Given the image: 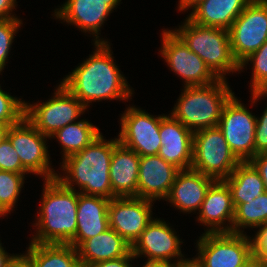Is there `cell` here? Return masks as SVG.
I'll list each match as a JSON object with an SVG mask.
<instances>
[{"label": "cell", "mask_w": 267, "mask_h": 267, "mask_svg": "<svg viewBox=\"0 0 267 267\" xmlns=\"http://www.w3.org/2000/svg\"><path fill=\"white\" fill-rule=\"evenodd\" d=\"M95 50L60 82L86 108L102 100L129 101L133 94L114 62L109 43H94Z\"/></svg>", "instance_id": "cell-1"}, {"label": "cell", "mask_w": 267, "mask_h": 267, "mask_svg": "<svg viewBox=\"0 0 267 267\" xmlns=\"http://www.w3.org/2000/svg\"><path fill=\"white\" fill-rule=\"evenodd\" d=\"M118 143V138L107 140L101 133L82 151L60 163L64 174L57 173L56 179L75 191L76 185L80 193L112 199L109 173L113 149Z\"/></svg>", "instance_id": "cell-2"}, {"label": "cell", "mask_w": 267, "mask_h": 267, "mask_svg": "<svg viewBox=\"0 0 267 267\" xmlns=\"http://www.w3.org/2000/svg\"><path fill=\"white\" fill-rule=\"evenodd\" d=\"M41 205L31 243L68 244L77 230L78 190L65 187L56 178L44 181Z\"/></svg>", "instance_id": "cell-3"}, {"label": "cell", "mask_w": 267, "mask_h": 267, "mask_svg": "<svg viewBox=\"0 0 267 267\" xmlns=\"http://www.w3.org/2000/svg\"><path fill=\"white\" fill-rule=\"evenodd\" d=\"M234 95L226 79L184 87L170 113L193 133L218 126L223 108Z\"/></svg>", "instance_id": "cell-4"}, {"label": "cell", "mask_w": 267, "mask_h": 267, "mask_svg": "<svg viewBox=\"0 0 267 267\" xmlns=\"http://www.w3.org/2000/svg\"><path fill=\"white\" fill-rule=\"evenodd\" d=\"M179 28L172 29L197 54L219 78L226 79V74L240 73V65L235 60L227 29L202 26L187 17Z\"/></svg>", "instance_id": "cell-5"}, {"label": "cell", "mask_w": 267, "mask_h": 267, "mask_svg": "<svg viewBox=\"0 0 267 267\" xmlns=\"http://www.w3.org/2000/svg\"><path fill=\"white\" fill-rule=\"evenodd\" d=\"M240 162L218 126L193 133L191 169L215 180H224Z\"/></svg>", "instance_id": "cell-6"}, {"label": "cell", "mask_w": 267, "mask_h": 267, "mask_svg": "<svg viewBox=\"0 0 267 267\" xmlns=\"http://www.w3.org/2000/svg\"><path fill=\"white\" fill-rule=\"evenodd\" d=\"M196 243L202 267H243L253 259L252 238L245 233H202Z\"/></svg>", "instance_id": "cell-7"}, {"label": "cell", "mask_w": 267, "mask_h": 267, "mask_svg": "<svg viewBox=\"0 0 267 267\" xmlns=\"http://www.w3.org/2000/svg\"><path fill=\"white\" fill-rule=\"evenodd\" d=\"M46 102L30 104L25 102L24 117L43 135L53 136L60 128L76 122L87 108L59 84Z\"/></svg>", "instance_id": "cell-8"}, {"label": "cell", "mask_w": 267, "mask_h": 267, "mask_svg": "<svg viewBox=\"0 0 267 267\" xmlns=\"http://www.w3.org/2000/svg\"><path fill=\"white\" fill-rule=\"evenodd\" d=\"M239 65L267 41V0H252L228 29Z\"/></svg>", "instance_id": "cell-9"}, {"label": "cell", "mask_w": 267, "mask_h": 267, "mask_svg": "<svg viewBox=\"0 0 267 267\" xmlns=\"http://www.w3.org/2000/svg\"><path fill=\"white\" fill-rule=\"evenodd\" d=\"M160 55L170 70L184 81L183 87L215 83L219 78L206 63L173 31L163 30Z\"/></svg>", "instance_id": "cell-10"}, {"label": "cell", "mask_w": 267, "mask_h": 267, "mask_svg": "<svg viewBox=\"0 0 267 267\" xmlns=\"http://www.w3.org/2000/svg\"><path fill=\"white\" fill-rule=\"evenodd\" d=\"M7 138L29 174L42 176L43 180L56 178L57 172L51 166L46 143L50 138L40 133L25 117L10 126Z\"/></svg>", "instance_id": "cell-11"}, {"label": "cell", "mask_w": 267, "mask_h": 267, "mask_svg": "<svg viewBox=\"0 0 267 267\" xmlns=\"http://www.w3.org/2000/svg\"><path fill=\"white\" fill-rule=\"evenodd\" d=\"M233 95L225 104L218 124L235 156L250 161L255 156L256 116Z\"/></svg>", "instance_id": "cell-12"}, {"label": "cell", "mask_w": 267, "mask_h": 267, "mask_svg": "<svg viewBox=\"0 0 267 267\" xmlns=\"http://www.w3.org/2000/svg\"><path fill=\"white\" fill-rule=\"evenodd\" d=\"M121 115L119 142L140 157L157 155L161 147L160 122L165 114L153 116L135 106H128Z\"/></svg>", "instance_id": "cell-13"}, {"label": "cell", "mask_w": 267, "mask_h": 267, "mask_svg": "<svg viewBox=\"0 0 267 267\" xmlns=\"http://www.w3.org/2000/svg\"><path fill=\"white\" fill-rule=\"evenodd\" d=\"M171 227L164 219L153 218L131 246L133 256L136 259L147 257L148 262L170 264L174 263L173 260L179 262L186 259L181 251L183 241Z\"/></svg>", "instance_id": "cell-14"}, {"label": "cell", "mask_w": 267, "mask_h": 267, "mask_svg": "<svg viewBox=\"0 0 267 267\" xmlns=\"http://www.w3.org/2000/svg\"><path fill=\"white\" fill-rule=\"evenodd\" d=\"M153 201L138 197H115L108 205L109 228L131 246L153 219Z\"/></svg>", "instance_id": "cell-15"}, {"label": "cell", "mask_w": 267, "mask_h": 267, "mask_svg": "<svg viewBox=\"0 0 267 267\" xmlns=\"http://www.w3.org/2000/svg\"><path fill=\"white\" fill-rule=\"evenodd\" d=\"M121 0H67L54 10V19L63 20L76 26L81 32L89 33L95 37L94 43H109L106 39L100 38L99 31L107 17L114 8L119 6ZM99 34V35H98Z\"/></svg>", "instance_id": "cell-16"}, {"label": "cell", "mask_w": 267, "mask_h": 267, "mask_svg": "<svg viewBox=\"0 0 267 267\" xmlns=\"http://www.w3.org/2000/svg\"><path fill=\"white\" fill-rule=\"evenodd\" d=\"M197 214L198 222L208 228L204 233H232L235 207L230 188L224 180H215L210 185Z\"/></svg>", "instance_id": "cell-17"}, {"label": "cell", "mask_w": 267, "mask_h": 267, "mask_svg": "<svg viewBox=\"0 0 267 267\" xmlns=\"http://www.w3.org/2000/svg\"><path fill=\"white\" fill-rule=\"evenodd\" d=\"M179 171L159 155L141 156L137 197L151 201L165 200Z\"/></svg>", "instance_id": "cell-18"}, {"label": "cell", "mask_w": 267, "mask_h": 267, "mask_svg": "<svg viewBox=\"0 0 267 267\" xmlns=\"http://www.w3.org/2000/svg\"><path fill=\"white\" fill-rule=\"evenodd\" d=\"M161 147L157 155L180 170L191 169L193 132L166 114L160 122Z\"/></svg>", "instance_id": "cell-19"}, {"label": "cell", "mask_w": 267, "mask_h": 267, "mask_svg": "<svg viewBox=\"0 0 267 267\" xmlns=\"http://www.w3.org/2000/svg\"><path fill=\"white\" fill-rule=\"evenodd\" d=\"M214 178L193 169L180 170L165 201L183 213L200 210L205 195Z\"/></svg>", "instance_id": "cell-20"}, {"label": "cell", "mask_w": 267, "mask_h": 267, "mask_svg": "<svg viewBox=\"0 0 267 267\" xmlns=\"http://www.w3.org/2000/svg\"><path fill=\"white\" fill-rule=\"evenodd\" d=\"M109 202L108 198L78 191L77 230L75 237L68 244L77 248L84 240L103 233L109 228Z\"/></svg>", "instance_id": "cell-21"}, {"label": "cell", "mask_w": 267, "mask_h": 267, "mask_svg": "<svg viewBox=\"0 0 267 267\" xmlns=\"http://www.w3.org/2000/svg\"><path fill=\"white\" fill-rule=\"evenodd\" d=\"M140 156L122 145L114 147L110 165L112 198L137 197Z\"/></svg>", "instance_id": "cell-22"}, {"label": "cell", "mask_w": 267, "mask_h": 267, "mask_svg": "<svg viewBox=\"0 0 267 267\" xmlns=\"http://www.w3.org/2000/svg\"><path fill=\"white\" fill-rule=\"evenodd\" d=\"M76 249L79 263L90 267L99 261L126 256L131 251V245L115 230L108 228L103 233L84 240Z\"/></svg>", "instance_id": "cell-23"}, {"label": "cell", "mask_w": 267, "mask_h": 267, "mask_svg": "<svg viewBox=\"0 0 267 267\" xmlns=\"http://www.w3.org/2000/svg\"><path fill=\"white\" fill-rule=\"evenodd\" d=\"M252 0H202L187 18L193 23L229 29Z\"/></svg>", "instance_id": "cell-24"}, {"label": "cell", "mask_w": 267, "mask_h": 267, "mask_svg": "<svg viewBox=\"0 0 267 267\" xmlns=\"http://www.w3.org/2000/svg\"><path fill=\"white\" fill-rule=\"evenodd\" d=\"M224 181L230 188L235 208L266 192L259 172L249 161L240 162Z\"/></svg>", "instance_id": "cell-25"}, {"label": "cell", "mask_w": 267, "mask_h": 267, "mask_svg": "<svg viewBox=\"0 0 267 267\" xmlns=\"http://www.w3.org/2000/svg\"><path fill=\"white\" fill-rule=\"evenodd\" d=\"M23 255L30 267H76L79 264L78 252L71 244L29 243Z\"/></svg>", "instance_id": "cell-26"}, {"label": "cell", "mask_w": 267, "mask_h": 267, "mask_svg": "<svg viewBox=\"0 0 267 267\" xmlns=\"http://www.w3.org/2000/svg\"><path fill=\"white\" fill-rule=\"evenodd\" d=\"M101 134L100 129L93 125L89 120L80 119L60 128L50 138H56L62 147L63 156L65 158L82 151L93 140Z\"/></svg>", "instance_id": "cell-27"}, {"label": "cell", "mask_w": 267, "mask_h": 267, "mask_svg": "<svg viewBox=\"0 0 267 267\" xmlns=\"http://www.w3.org/2000/svg\"><path fill=\"white\" fill-rule=\"evenodd\" d=\"M265 222H267V192L235 208L232 233L244 234L245 228H258Z\"/></svg>", "instance_id": "cell-28"}, {"label": "cell", "mask_w": 267, "mask_h": 267, "mask_svg": "<svg viewBox=\"0 0 267 267\" xmlns=\"http://www.w3.org/2000/svg\"><path fill=\"white\" fill-rule=\"evenodd\" d=\"M24 179L25 174L0 170V217L14 210Z\"/></svg>", "instance_id": "cell-29"}, {"label": "cell", "mask_w": 267, "mask_h": 267, "mask_svg": "<svg viewBox=\"0 0 267 267\" xmlns=\"http://www.w3.org/2000/svg\"><path fill=\"white\" fill-rule=\"evenodd\" d=\"M253 63L252 79L250 80L251 92L267 91V41L240 65L242 72L245 65Z\"/></svg>", "instance_id": "cell-30"}, {"label": "cell", "mask_w": 267, "mask_h": 267, "mask_svg": "<svg viewBox=\"0 0 267 267\" xmlns=\"http://www.w3.org/2000/svg\"><path fill=\"white\" fill-rule=\"evenodd\" d=\"M25 112V101L13 97L0 86V123L14 125L18 123Z\"/></svg>", "instance_id": "cell-31"}, {"label": "cell", "mask_w": 267, "mask_h": 267, "mask_svg": "<svg viewBox=\"0 0 267 267\" xmlns=\"http://www.w3.org/2000/svg\"><path fill=\"white\" fill-rule=\"evenodd\" d=\"M22 24L20 18L0 19V74L5 69L15 34Z\"/></svg>", "instance_id": "cell-32"}, {"label": "cell", "mask_w": 267, "mask_h": 267, "mask_svg": "<svg viewBox=\"0 0 267 267\" xmlns=\"http://www.w3.org/2000/svg\"><path fill=\"white\" fill-rule=\"evenodd\" d=\"M251 104H254L262 97H267V91L251 92ZM267 153V107L262 113V116H256L255 127V155Z\"/></svg>", "instance_id": "cell-33"}, {"label": "cell", "mask_w": 267, "mask_h": 267, "mask_svg": "<svg viewBox=\"0 0 267 267\" xmlns=\"http://www.w3.org/2000/svg\"><path fill=\"white\" fill-rule=\"evenodd\" d=\"M0 170L29 174L22 166L19 155L8 138L0 143Z\"/></svg>", "instance_id": "cell-34"}, {"label": "cell", "mask_w": 267, "mask_h": 267, "mask_svg": "<svg viewBox=\"0 0 267 267\" xmlns=\"http://www.w3.org/2000/svg\"><path fill=\"white\" fill-rule=\"evenodd\" d=\"M253 258L267 264V222L259 226L255 237L252 236Z\"/></svg>", "instance_id": "cell-35"}, {"label": "cell", "mask_w": 267, "mask_h": 267, "mask_svg": "<svg viewBox=\"0 0 267 267\" xmlns=\"http://www.w3.org/2000/svg\"><path fill=\"white\" fill-rule=\"evenodd\" d=\"M134 259L135 257L133 256L132 251H130L126 256L112 260L99 261L90 267H133L131 263Z\"/></svg>", "instance_id": "cell-36"}, {"label": "cell", "mask_w": 267, "mask_h": 267, "mask_svg": "<svg viewBox=\"0 0 267 267\" xmlns=\"http://www.w3.org/2000/svg\"><path fill=\"white\" fill-rule=\"evenodd\" d=\"M249 162L259 172L267 192V153L257 154Z\"/></svg>", "instance_id": "cell-37"}, {"label": "cell", "mask_w": 267, "mask_h": 267, "mask_svg": "<svg viewBox=\"0 0 267 267\" xmlns=\"http://www.w3.org/2000/svg\"><path fill=\"white\" fill-rule=\"evenodd\" d=\"M16 0H0V19H15L18 18L13 10L16 9Z\"/></svg>", "instance_id": "cell-38"}, {"label": "cell", "mask_w": 267, "mask_h": 267, "mask_svg": "<svg viewBox=\"0 0 267 267\" xmlns=\"http://www.w3.org/2000/svg\"><path fill=\"white\" fill-rule=\"evenodd\" d=\"M16 256L17 254L6 252V249L2 247V243L0 242V267H7Z\"/></svg>", "instance_id": "cell-39"}, {"label": "cell", "mask_w": 267, "mask_h": 267, "mask_svg": "<svg viewBox=\"0 0 267 267\" xmlns=\"http://www.w3.org/2000/svg\"><path fill=\"white\" fill-rule=\"evenodd\" d=\"M172 267H202V265L196 260L195 257L192 259L187 258L179 262H174Z\"/></svg>", "instance_id": "cell-40"}, {"label": "cell", "mask_w": 267, "mask_h": 267, "mask_svg": "<svg viewBox=\"0 0 267 267\" xmlns=\"http://www.w3.org/2000/svg\"><path fill=\"white\" fill-rule=\"evenodd\" d=\"M7 267H30V263L23 254H18Z\"/></svg>", "instance_id": "cell-41"}, {"label": "cell", "mask_w": 267, "mask_h": 267, "mask_svg": "<svg viewBox=\"0 0 267 267\" xmlns=\"http://www.w3.org/2000/svg\"><path fill=\"white\" fill-rule=\"evenodd\" d=\"M200 1L202 0H179L178 3V11L182 12V11H186L189 8L192 9L194 6H196Z\"/></svg>", "instance_id": "cell-42"}, {"label": "cell", "mask_w": 267, "mask_h": 267, "mask_svg": "<svg viewBox=\"0 0 267 267\" xmlns=\"http://www.w3.org/2000/svg\"><path fill=\"white\" fill-rule=\"evenodd\" d=\"M142 267H172V264L167 262H148L146 261Z\"/></svg>", "instance_id": "cell-43"}, {"label": "cell", "mask_w": 267, "mask_h": 267, "mask_svg": "<svg viewBox=\"0 0 267 267\" xmlns=\"http://www.w3.org/2000/svg\"><path fill=\"white\" fill-rule=\"evenodd\" d=\"M11 125L0 123V143L7 138V133Z\"/></svg>", "instance_id": "cell-44"}, {"label": "cell", "mask_w": 267, "mask_h": 267, "mask_svg": "<svg viewBox=\"0 0 267 267\" xmlns=\"http://www.w3.org/2000/svg\"><path fill=\"white\" fill-rule=\"evenodd\" d=\"M243 267H267V264H263L262 262H260L257 259L253 258L249 263H247Z\"/></svg>", "instance_id": "cell-45"}, {"label": "cell", "mask_w": 267, "mask_h": 267, "mask_svg": "<svg viewBox=\"0 0 267 267\" xmlns=\"http://www.w3.org/2000/svg\"><path fill=\"white\" fill-rule=\"evenodd\" d=\"M76 267H85V266L79 263Z\"/></svg>", "instance_id": "cell-46"}]
</instances>
